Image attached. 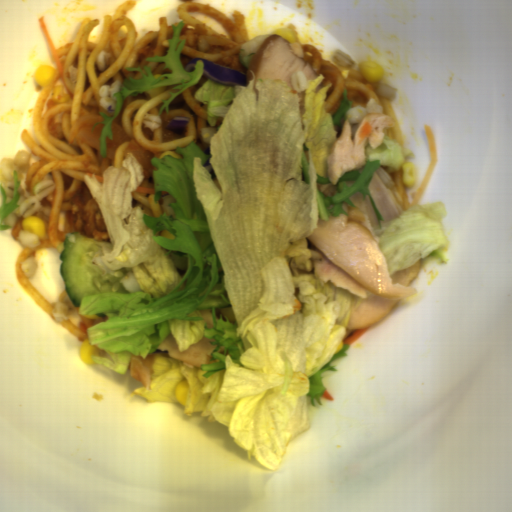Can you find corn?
<instances>
[{"mask_svg": "<svg viewBox=\"0 0 512 512\" xmlns=\"http://www.w3.org/2000/svg\"><path fill=\"white\" fill-rule=\"evenodd\" d=\"M360 74L365 80L371 83H379L382 81L385 70L374 60H363L357 64Z\"/></svg>", "mask_w": 512, "mask_h": 512, "instance_id": "1", "label": "corn"}, {"mask_svg": "<svg viewBox=\"0 0 512 512\" xmlns=\"http://www.w3.org/2000/svg\"><path fill=\"white\" fill-rule=\"evenodd\" d=\"M22 231L33 232L37 235L38 240H45L46 238V226L45 222L41 217L34 215L27 216L21 221Z\"/></svg>", "mask_w": 512, "mask_h": 512, "instance_id": "2", "label": "corn"}, {"mask_svg": "<svg viewBox=\"0 0 512 512\" xmlns=\"http://www.w3.org/2000/svg\"><path fill=\"white\" fill-rule=\"evenodd\" d=\"M56 75V68L48 64L39 65L34 71V80L39 86H44L53 81Z\"/></svg>", "mask_w": 512, "mask_h": 512, "instance_id": "4", "label": "corn"}, {"mask_svg": "<svg viewBox=\"0 0 512 512\" xmlns=\"http://www.w3.org/2000/svg\"><path fill=\"white\" fill-rule=\"evenodd\" d=\"M273 34L280 35L285 40L289 41V43L293 44L294 42H296V37H295L293 31L291 29H289L288 27H282V28L274 29L272 31V35Z\"/></svg>", "mask_w": 512, "mask_h": 512, "instance_id": "8", "label": "corn"}, {"mask_svg": "<svg viewBox=\"0 0 512 512\" xmlns=\"http://www.w3.org/2000/svg\"><path fill=\"white\" fill-rule=\"evenodd\" d=\"M189 391H190V388H189V384L186 379L181 380L175 387L174 395H175L177 402L180 405L185 406V404L187 402Z\"/></svg>", "mask_w": 512, "mask_h": 512, "instance_id": "6", "label": "corn"}, {"mask_svg": "<svg viewBox=\"0 0 512 512\" xmlns=\"http://www.w3.org/2000/svg\"><path fill=\"white\" fill-rule=\"evenodd\" d=\"M82 316L93 321L99 319V316L97 314H82Z\"/></svg>", "mask_w": 512, "mask_h": 512, "instance_id": "9", "label": "corn"}, {"mask_svg": "<svg viewBox=\"0 0 512 512\" xmlns=\"http://www.w3.org/2000/svg\"><path fill=\"white\" fill-rule=\"evenodd\" d=\"M401 182L405 188H413L416 185V167L414 163L404 162L402 165Z\"/></svg>", "mask_w": 512, "mask_h": 512, "instance_id": "5", "label": "corn"}, {"mask_svg": "<svg viewBox=\"0 0 512 512\" xmlns=\"http://www.w3.org/2000/svg\"><path fill=\"white\" fill-rule=\"evenodd\" d=\"M103 352L101 349L96 347L95 345H91L89 339H84L82 344L80 345L78 349V356L80 360L85 363L86 365H90L92 363H96L92 359V355L96 356H102Z\"/></svg>", "mask_w": 512, "mask_h": 512, "instance_id": "3", "label": "corn"}, {"mask_svg": "<svg viewBox=\"0 0 512 512\" xmlns=\"http://www.w3.org/2000/svg\"><path fill=\"white\" fill-rule=\"evenodd\" d=\"M51 100L65 103L71 100V97L68 91L62 85H56L52 89Z\"/></svg>", "mask_w": 512, "mask_h": 512, "instance_id": "7", "label": "corn"}]
</instances>
